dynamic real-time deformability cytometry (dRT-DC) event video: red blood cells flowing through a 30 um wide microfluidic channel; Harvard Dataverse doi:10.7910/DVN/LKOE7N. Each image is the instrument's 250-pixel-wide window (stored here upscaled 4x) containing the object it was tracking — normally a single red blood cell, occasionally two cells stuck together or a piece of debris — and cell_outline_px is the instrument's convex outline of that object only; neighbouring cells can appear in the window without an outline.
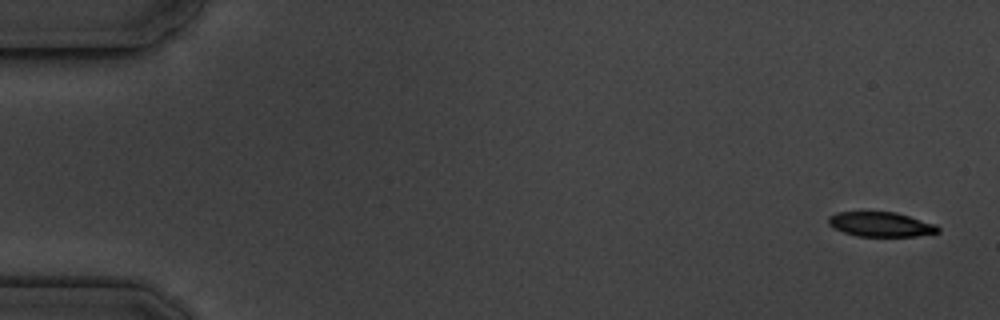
{"species": "common noctule bat (a hibernating species)", "species_latin": "Nyctalus noctula", "temperature_condition": "cold", "stored_images_in_passage": 6, "camera_frame_rate_fps": 3000, "um_per_image_px": 0.085, "animal": {"sex": "male", "body_mass_g": 19.5, "forearm_length_mm": 54.6}, "frame": {"image": 1, "passage_image": 1, "time_ms": 0.0, "image_size_px": [1000, 320], "cell_outline_px": [[940, 232], [916, 236], [856, 236], [832, 228], [828, 224], [828, 216], [836, 212], [896, 212], [936, 224], [940, 228]], "centroid_in_image_um": [74.85, 19.07], "position_along_channel_um": 10.1, "area_um2": 15.84}}